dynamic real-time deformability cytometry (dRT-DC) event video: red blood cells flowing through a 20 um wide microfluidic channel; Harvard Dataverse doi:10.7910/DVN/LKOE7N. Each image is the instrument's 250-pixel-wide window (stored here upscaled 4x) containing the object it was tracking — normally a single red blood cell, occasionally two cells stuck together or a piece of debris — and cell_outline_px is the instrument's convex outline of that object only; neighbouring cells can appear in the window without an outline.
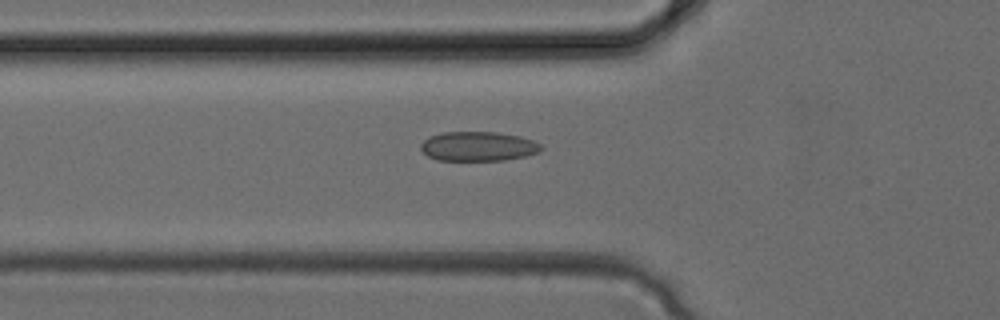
{"species": "common noctule bat (a hibernating species)", "species_latin": "Nyctalus noctula", "temperature_condition": "cold", "stored_images_in_passage": 28, "camera_frame_rate_fps": 3000, "um_per_image_px": 0.085, "animal": {"sex": "female", "body_mass_g": 24.6, "forearm_length_mm": 56.2}, "frame": {"image": 1, "passage_image": 5, "time_ms": 1.333, "image_size_px": [1000, 320], "cell_outline_px": [[544, 148], [540, 152], [524, 156], [504, 160], [436, 160], [428, 156], [420, 148], [420, 144], [428, 136], [444, 132], [496, 132], [520, 136], [532, 140], [540, 144]], "centroid_in_image_um": [40.64, 12.43], "position_along_channel_um": 85.2, "area_um2": 20.69}}
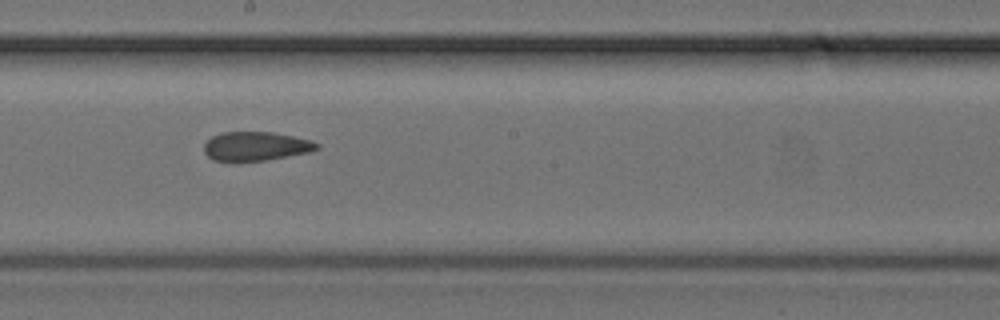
{"frame": {"image": 2, "passage_image": 12, "time_ms": 3.667, "image_size_px": [1000, 320], "cell_outline_px": [[320, 148], [312, 152], [264, 160], [232, 164], [212, 160], [204, 152], [204, 144], [212, 136], [224, 132], [272, 132], [312, 140], [320, 144]], "centroid_in_image_um": [21.73, 12.47], "position_along_channel_um": 226.5, "area_um2": 19.65}}
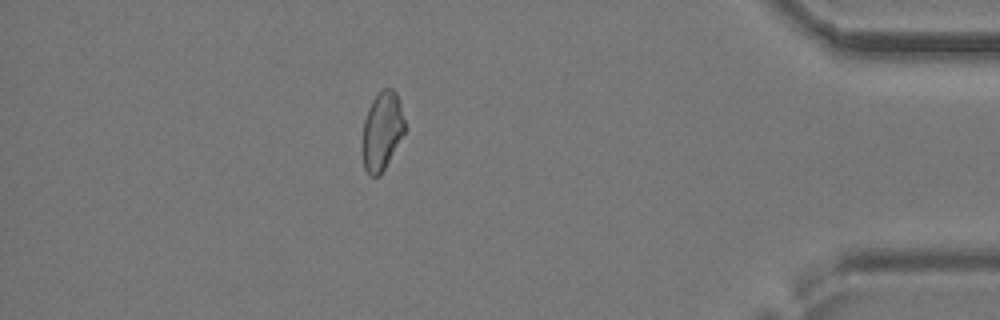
{"frame": {"image": 3, "passage_image": 23, "time_ms": 7.333, "image_size_px": [1000, 320], "cell_outline_px": [[408, 128], [380, 176], [372, 176], [364, 168], [364, 120], [368, 108], [372, 100], [384, 88], [392, 88], [396, 92]], "centroid_in_image_um": [32.53, 11.11], "position_along_channel_um": 402.7, "area_um2": 19.19}}